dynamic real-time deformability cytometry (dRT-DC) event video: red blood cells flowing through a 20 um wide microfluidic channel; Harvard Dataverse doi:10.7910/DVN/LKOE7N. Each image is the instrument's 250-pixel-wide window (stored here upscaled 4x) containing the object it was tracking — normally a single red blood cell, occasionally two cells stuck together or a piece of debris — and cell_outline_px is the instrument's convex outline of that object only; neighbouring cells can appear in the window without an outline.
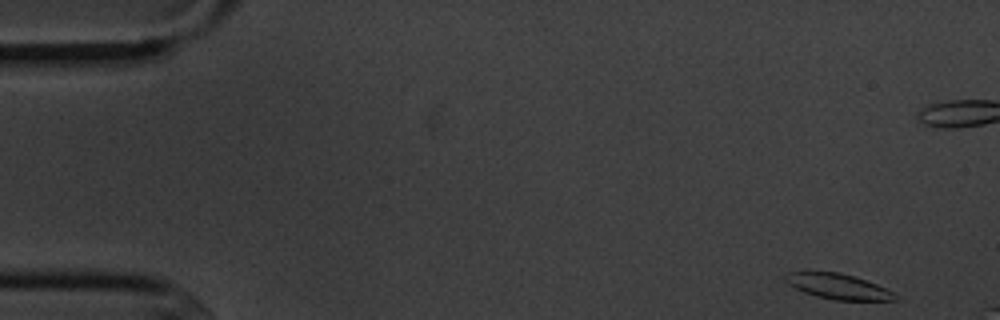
{"species": "common noctule bat (a hibernating species)", "species_latin": "Nyctalus noctula", "temperature_condition": "cold", "stored_images_in_passage": 5, "camera_frame_rate_fps": 3000, "um_per_image_px": 0.085, "animal": {"sex": "male", "body_mass_g": 20.1, "forearm_length_mm": 53.5}, "frame": {"image": 1, "passage_image": 1, "time_ms": 0.0, "image_size_px": [1000, 320], "cell_outline_px": [[904, 300], [836, 300], [816, 296], [804, 292], [788, 284], [784, 280], [784, 276], [788, 272], [808, 268], [840, 272], [876, 284], [892, 292]], "centroid_in_image_um": [71.14, 24.29], "position_along_channel_um": 13.9, "area_um2": 16.76}}